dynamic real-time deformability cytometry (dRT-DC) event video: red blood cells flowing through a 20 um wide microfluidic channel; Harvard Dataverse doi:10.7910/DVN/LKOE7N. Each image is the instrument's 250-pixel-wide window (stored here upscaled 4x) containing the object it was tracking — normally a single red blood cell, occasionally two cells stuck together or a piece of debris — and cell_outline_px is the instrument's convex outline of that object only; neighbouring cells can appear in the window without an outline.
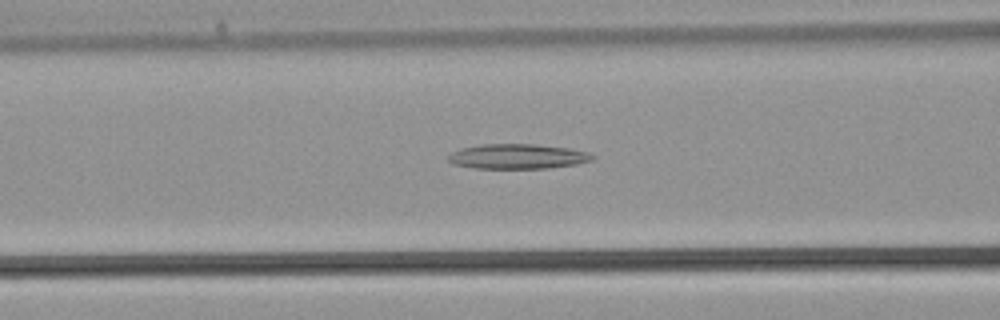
{"species": "common noctule bat (a hibernating species)", "species_latin": "Nyctalus noctula", "temperature_condition": "warm", "stored_images_in_passage": 31, "camera_frame_rate_fps": 3000, "um_per_image_px": 0.085, "animal": {"sex": "male", "body_mass_g": 21.5, "forearm_length_mm": 52.0}, "frame": {"image": 1, "passage_image": 15, "time_ms": 4.667, "image_size_px": [1000, 320], "cell_outline_px": [[596, 156], [592, 160], [576, 164], [548, 168], [476, 168], [452, 164], [448, 160], [448, 156], [452, 152], [460, 148], [480, 144], [536, 144], [568, 148], [588, 152]], "centroid_in_image_um": [43.98, 13.29], "position_along_channel_um": 122.6, "area_um2": 20.92}}
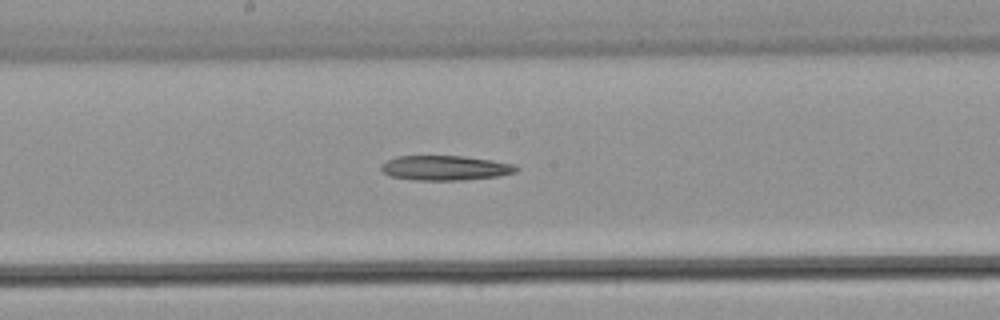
{"frame": {"image": 2, "passage_image": 20, "time_ms": 6.333, "image_size_px": [1000, 320], "cell_outline_px": [[520, 168], [516, 172], [500, 176], [464, 180], [412, 180], [392, 176], [384, 172], [380, 168], [380, 164], [396, 156], [464, 156], [492, 160], [516, 164]], "centroid_in_image_um": [37.88, 14.27], "position_along_channel_um": 210.3, "area_um2": 19.65}}
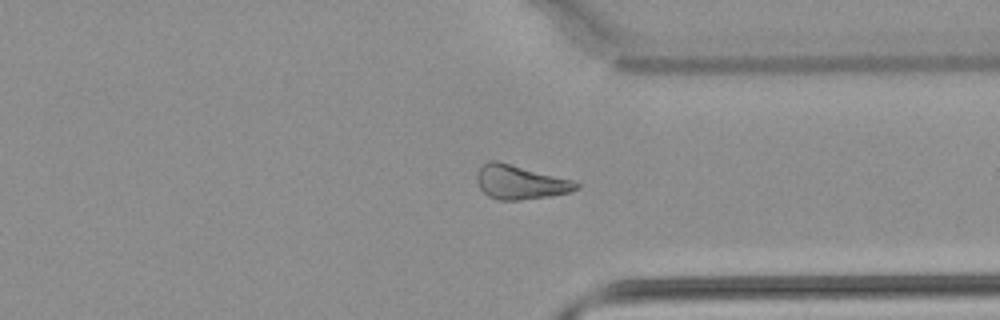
{"frame": {"image": 3, "passage_image": 29, "time_ms": 9.333, "image_size_px": [1000, 320], "cell_outline_px": [[580, 188], [572, 192], [552, 196], [520, 200], [496, 200], [488, 196], [480, 188], [476, 180], [480, 168], [488, 160], [496, 160], [512, 164], [572, 180], [580, 184]], "centroid_in_image_um": [44.24, 15.5], "position_along_channel_um": 367.2, "area_um2": 19.77}}